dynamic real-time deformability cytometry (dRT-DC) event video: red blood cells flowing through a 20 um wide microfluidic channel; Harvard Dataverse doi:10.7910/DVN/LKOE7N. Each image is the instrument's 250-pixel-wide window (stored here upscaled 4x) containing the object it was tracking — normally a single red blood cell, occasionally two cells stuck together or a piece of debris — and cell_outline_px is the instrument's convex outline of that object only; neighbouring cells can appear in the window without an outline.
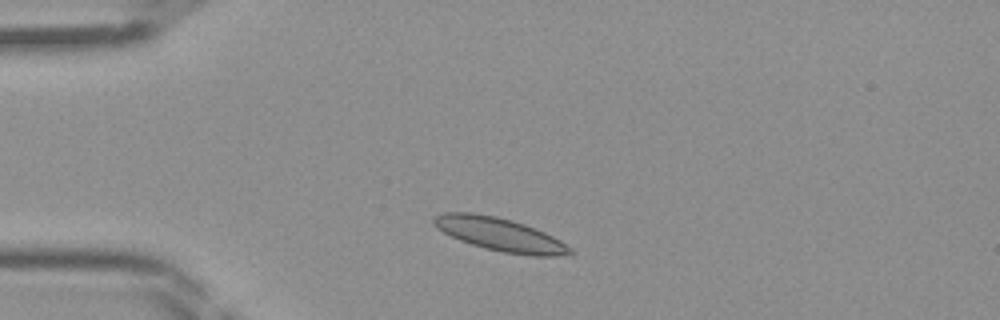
{"species": "Egyptian fruit bat (a non-hibernating species)", "species_latin": "Rousettus aegyptiacus", "temperature_condition": "room temperature", "stored_images_in_passage": 39, "camera_frame_rate_fps": 3000, "um_per_image_px": 0.085, "frame": {"image": 1, "passage_image": 5, "time_ms": 1.333, "image_size_px": [1000, 320], "cell_outline_px": [[576, 252], [572, 256], [532, 256], [504, 252], [484, 248], [460, 240], [436, 228], [432, 224], [432, 216], [444, 212], [472, 212], [496, 216], [512, 220], [524, 224], [544, 232], [560, 240], [572, 248]], "centroid_in_image_um": [42.52, 19.93], "position_along_channel_um": 42.5, "area_um2": 26.65}}
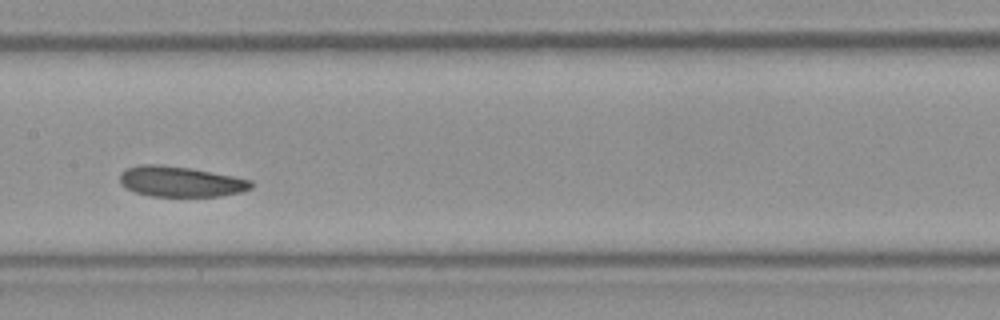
{"frame": {"image": 2, "passage_image": 17, "time_ms": 5.333, "image_size_px": [1000, 320], "cell_outline_px": [[252, 188], [240, 192], [220, 196], [152, 196], [136, 192], [120, 184], [120, 172], [124, 168], [140, 164], [160, 164], [192, 168], [252, 180]], "centroid_in_image_um": [15.32, 15.42], "position_along_channel_um": 192.1, "area_um2": 23.35}}
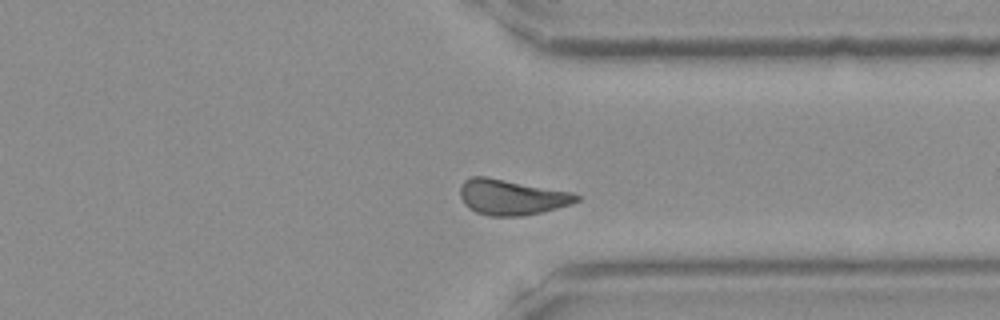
{"frame": {"image": 3, "passage_image": 29, "time_ms": 9.333, "image_size_px": [1000, 320], "cell_outline_px": [[580, 200], [572, 204], [524, 216], [488, 216], [476, 212], [468, 208], [464, 204], [460, 196], [460, 188], [464, 180], [472, 176], [484, 176], [572, 192], [580, 196]], "centroid_in_image_um": [43.46, 16.76], "position_along_channel_um": 367.9, "area_um2": 24.04}}